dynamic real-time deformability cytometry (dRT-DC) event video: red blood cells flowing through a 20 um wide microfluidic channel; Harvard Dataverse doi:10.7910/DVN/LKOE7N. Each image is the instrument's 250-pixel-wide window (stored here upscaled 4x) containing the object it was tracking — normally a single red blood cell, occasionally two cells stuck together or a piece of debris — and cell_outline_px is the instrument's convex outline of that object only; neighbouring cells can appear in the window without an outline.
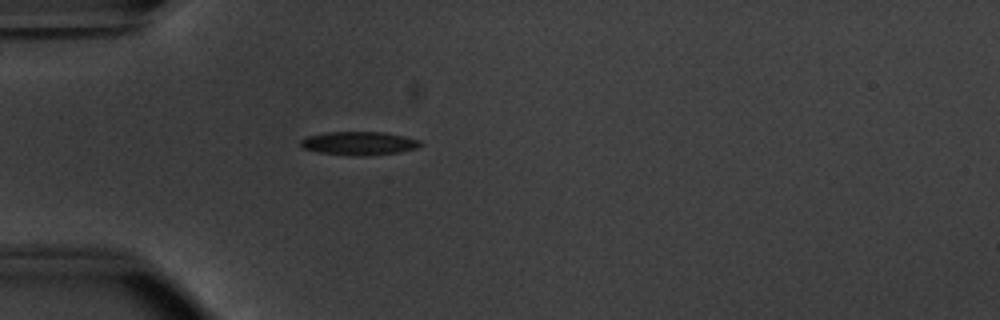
{"species": "common noctule bat (a hibernating species)", "species_latin": "Nyctalus noctula", "temperature_condition": "warm", "stored_images_in_passage": 38, "camera_frame_rate_fps": 3000, "um_per_image_px": 0.085, "animal": {"sex": "male", "body_mass_g": 20.1, "forearm_length_mm": 53.5}, "frame": {"image": 1, "passage_image": 1, "time_ms": 0.0, "image_size_px": [1000, 320], "cell_outline_px": [[424, 144], [416, 148], [400, 152], [368, 156], [352, 156], [316, 152], [304, 148], [300, 144], [300, 140], [308, 136], [324, 132], [384, 132], [404, 136], [420, 140]], "centroid_in_image_um": [30.53, 12.19], "position_along_channel_um": 54.5, "area_um2": 16.59}}
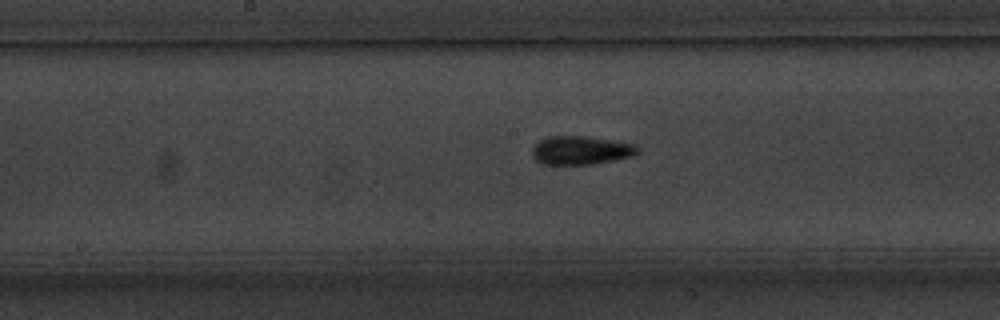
{"frame": {"image": 2, "passage_image": 13, "time_ms": 4.0, "image_size_px": [1000, 320], "cell_outline_px": [[640, 152], [632, 156], [592, 164], [540, 164], [532, 156], [532, 148], [540, 140], [548, 136], [584, 136], [612, 140], [636, 144], [640, 148]], "centroid_in_image_um": [49.38, 12.77], "position_along_channel_um": 198.8, "area_um2": 17.57}}
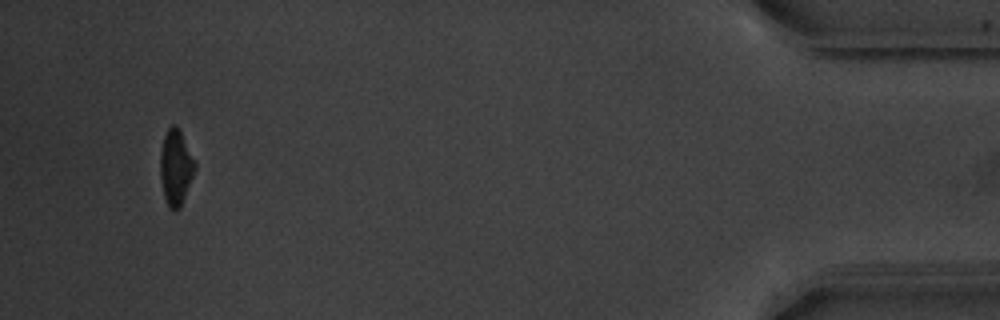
{"frame": {"image": 3, "passage_image": 36, "time_ms": 11.667, "image_size_px": [1000, 320], "cell_outline_px": [[196, 168], [180, 208], [168, 208], [164, 196], [160, 176], [160, 152], [164, 136], [168, 128], [172, 124], [176, 124], [180, 128], [196, 160]], "centroid_in_image_um": [14.95, 14.16], "position_along_channel_um": 420.2, "area_um2": 15.49}, "authors_computed_cell_mechanics": {"area_um2": 16.2996, "velocity_mm_per_s": 3.8123, "shape_relaxation_time_tau1_ms": 3.9049, "shape_relaxation_time_tau2_ms": 2.9131, "deformation_change_tau1": 0.1411, "deformation_change_tau2": 0.0993}}